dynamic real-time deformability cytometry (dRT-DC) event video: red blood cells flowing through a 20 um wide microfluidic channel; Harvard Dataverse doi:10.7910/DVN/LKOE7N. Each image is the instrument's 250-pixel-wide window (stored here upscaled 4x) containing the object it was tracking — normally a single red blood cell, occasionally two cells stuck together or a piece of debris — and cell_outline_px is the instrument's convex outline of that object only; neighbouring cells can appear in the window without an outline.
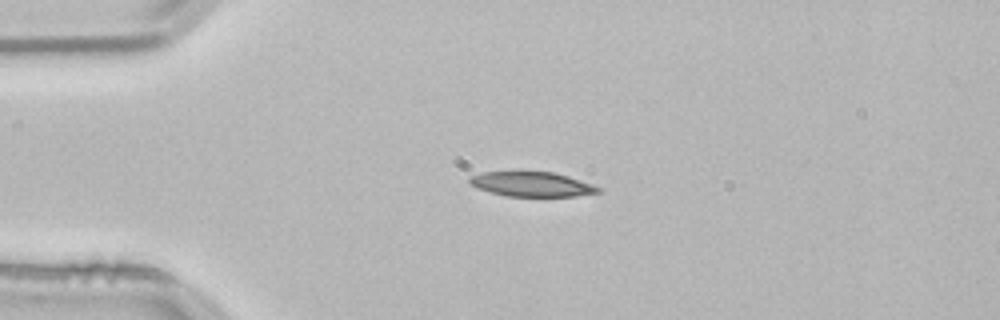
{"species": "common noctule bat (a hibernating species)", "species_latin": "Nyctalus noctula", "temperature_condition": "room temperature", "stored_images_in_passage": 42, "camera_frame_rate_fps": 3000, "um_per_image_px": 0.085, "animal": {"sex": "male", "body_mass_g": 21.5, "forearm_length_mm": 52.0}, "frame": {"image": 1, "passage_image": 1, "time_ms": 0.0, "image_size_px": [1000, 320], "cell_outline_px": [[604, 192], [576, 196], [508, 196], [476, 188], [468, 180], [468, 176], [484, 172], [516, 168], [520, 168], [552, 172], [568, 176], [604, 188]], "centroid_in_image_um": [45.2, 15.6], "position_along_channel_um": 39.8, "area_um2": 19.54}}
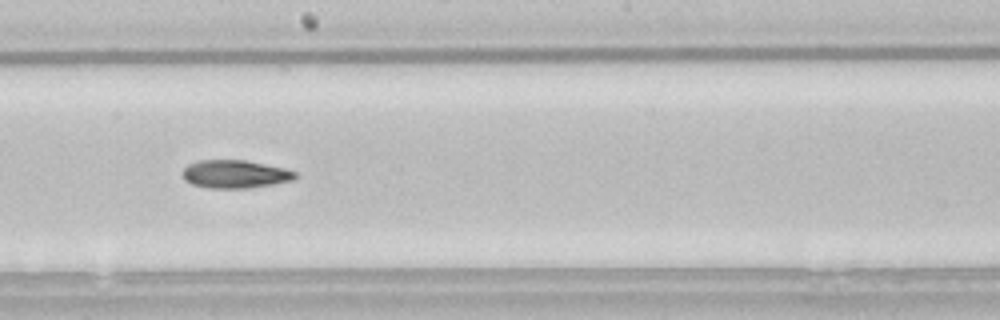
{"frame": {"image": 2, "passage_image": 18, "time_ms": 5.667, "image_size_px": [1000, 320], "cell_outline_px": [[296, 176], [292, 180], [272, 184], [248, 188], [204, 188], [192, 184], [184, 180], [180, 176], [180, 172], [188, 164], [200, 160], [248, 160], [284, 168], [296, 172]], "centroid_in_image_um": [19.91, 14.8], "position_along_channel_um": 228.3, "area_um2": 18.61}}
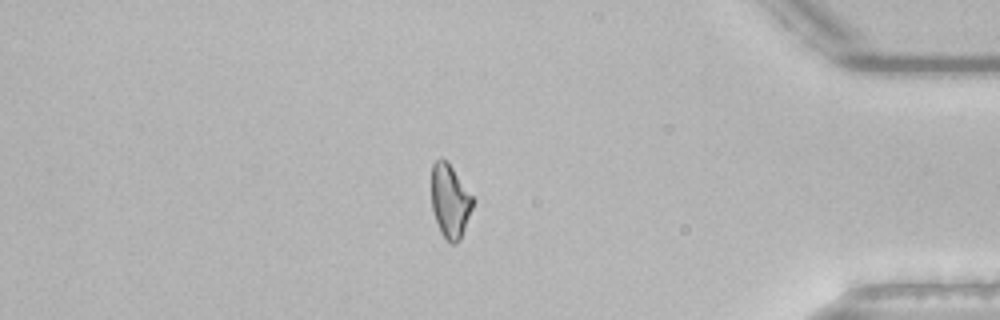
{"frame": {"image": 3, "passage_image": 34, "time_ms": 11.0, "image_size_px": [1000, 320], "cell_outline_px": [[476, 200], [460, 240], [456, 244], [448, 244], [440, 232], [432, 208], [432, 164], [436, 160], [448, 160]], "centroid_in_image_um": [38.28, 17.11], "position_along_channel_um": 396.9, "area_um2": 18.03}, "authors_computed_cell_mechanics": {"area_um2": 18.6983, "velocity_mm_per_s": 3.8079, "shape_relaxation_time_tau1_ms": 7.8802, "shape_relaxation_time_tau2_ms": 9.3846, "deformation_change_tau1": 0.1788, "deformation_change_tau2": 0.1893}}